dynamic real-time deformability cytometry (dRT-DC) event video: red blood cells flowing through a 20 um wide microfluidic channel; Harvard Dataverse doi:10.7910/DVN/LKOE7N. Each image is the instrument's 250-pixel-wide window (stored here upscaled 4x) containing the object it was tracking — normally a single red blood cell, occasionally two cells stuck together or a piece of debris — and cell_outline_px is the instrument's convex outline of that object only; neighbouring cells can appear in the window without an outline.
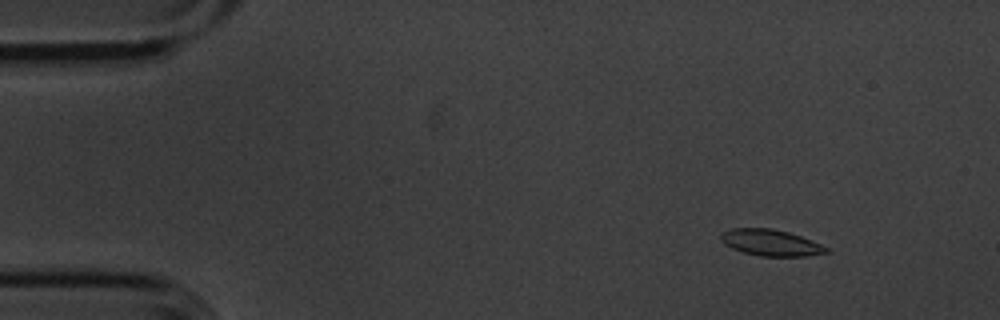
{"species": "common noctule bat (a hibernating species)", "species_latin": "Nyctalus noctula", "temperature_condition": "cold", "stored_images_in_passage": 52, "segment_of_instrument_passage": [1, 2], "camera_frame_rate_fps": 3000, "um_per_image_px": 0.085, "animal": {"sex": "male", "body_mass_g": 20.1, "forearm_length_mm": 53.5}, "frame": {"image": 1, "passage_image": 2, "time_ms": 0.333, "image_size_px": [1000, 320], "cell_outline_px": [[828, 252], [808, 256], [760, 256], [744, 252], [732, 248], [724, 244], [720, 240], [720, 236], [724, 232], [732, 228], [772, 228], [788, 232], [800, 236], [820, 244], [828, 248]], "centroid_in_image_um": [65.49, 20.63], "position_along_channel_um": 19.5, "area_um2": 16.01}}
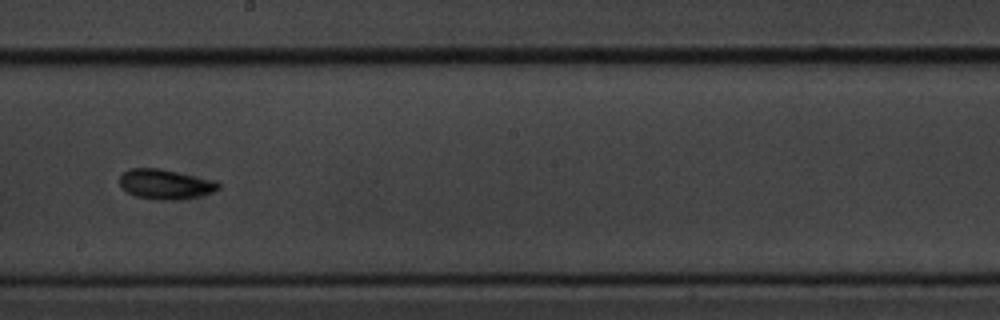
{"frame": {"image": 2, "passage_image": 27, "time_ms": 8.667, "image_size_px": [1000, 320], "cell_outline_px": [[220, 188], [212, 192], [200, 196], [180, 200], [156, 200], [136, 196], [128, 192], [120, 184], [120, 176], [128, 168], [160, 168], [216, 180], [220, 184]], "centroid_in_image_um": [14.09, 15.66], "position_along_channel_um": 234.1, "area_um2": 17.34}}
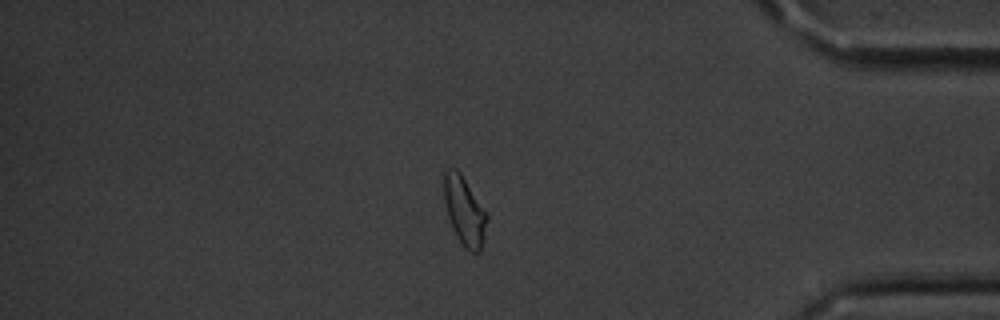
{"frame": {"image": 3, "passage_image": 43, "time_ms": 14.0, "image_size_px": [1000, 320], "cell_outline_px": [[488, 216], [484, 236], [480, 252], [472, 252], [464, 248], [456, 236], [452, 228], [448, 216], [444, 200], [444, 172], [448, 168], [456, 168], [460, 172], [488, 212]], "centroid_in_image_um": [39.49, 17.92], "position_along_channel_um": 395.7, "area_um2": 17.34}}